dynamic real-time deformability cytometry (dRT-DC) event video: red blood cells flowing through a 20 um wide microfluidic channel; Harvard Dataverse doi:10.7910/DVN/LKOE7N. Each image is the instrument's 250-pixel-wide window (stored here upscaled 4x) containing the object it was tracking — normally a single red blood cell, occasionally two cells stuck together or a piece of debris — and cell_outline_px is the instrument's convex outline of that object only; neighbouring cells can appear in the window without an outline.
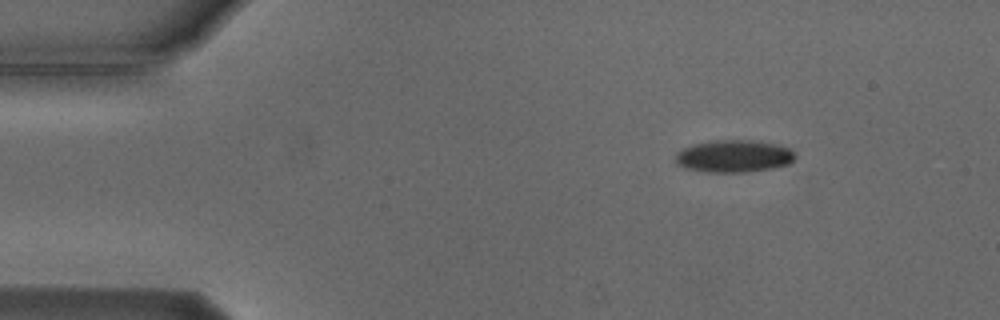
{"species": "Egyptian fruit bat (a non-hibernating species)", "species_latin": "Rousettus aegyptiacus", "temperature_condition": "cold", "stored_images_in_passage": 4, "camera_frame_rate_fps": 3000, "um_per_image_px": 0.085, "animal": {"sex": "male"}, "frame": {"image": 1, "passage_image": 1, "time_ms": 0.0, "image_size_px": [1000, 320], "cell_outline_px": [[796, 156], [788, 164], [772, 168], [748, 172], [704, 172], [684, 168], [676, 164], [672, 160], [676, 152], [684, 148], [696, 144], [712, 140], [752, 140], [776, 144], [788, 148], [796, 152]], "centroid_in_image_um": [62.33, 13.28], "position_along_channel_um": 22.7, "area_um2": 22.77}}
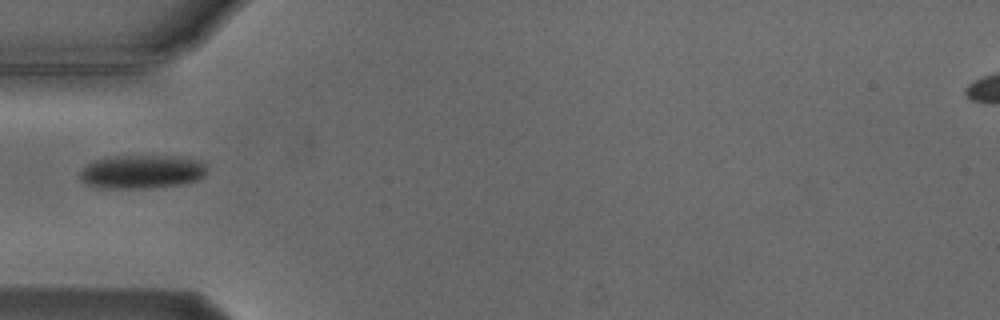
{"frame": {"image": 2, "passage_image": 3, "time_ms": 3.333, "image_size_px": [1000, 320], "cell_outline_px": [[208, 168], [204, 176], [196, 180], [180, 184], [152, 188], [108, 188], [88, 184], [80, 180], [80, 172], [88, 164], [96, 160], [116, 156], [184, 156], [200, 160]], "centroid_in_image_um": [12.12, 14.59], "position_along_channel_um": 72.9, "area_um2": 24.8}}